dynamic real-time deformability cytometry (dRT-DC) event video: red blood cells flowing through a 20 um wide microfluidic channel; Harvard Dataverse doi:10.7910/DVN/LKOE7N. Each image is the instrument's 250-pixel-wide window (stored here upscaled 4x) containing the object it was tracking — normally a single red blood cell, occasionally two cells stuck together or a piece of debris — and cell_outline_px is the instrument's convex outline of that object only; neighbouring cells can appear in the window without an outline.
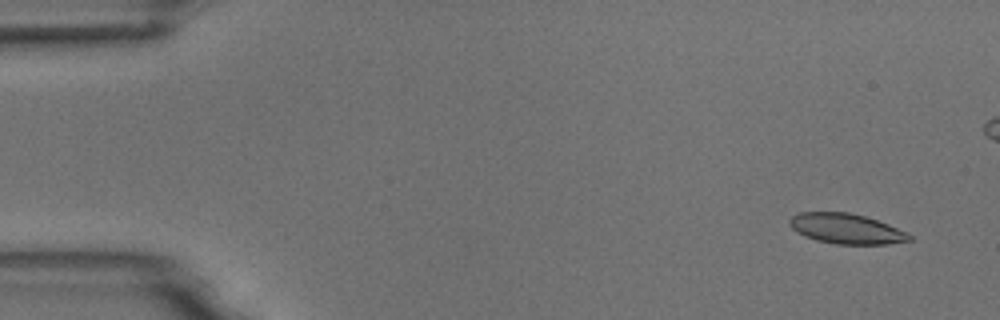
{"species": "common noctule bat (a hibernating species)", "species_latin": "Nyctalus noctula", "temperature_condition": "room temperature", "stored_images_in_passage": 6, "camera_frame_rate_fps": 3000, "um_per_image_px": 0.085, "animal": {"sex": "male", "body_mass_g": 18.8}, "frame": {"image": 1, "passage_image": 1, "time_ms": 0.0, "image_size_px": [1000, 320], "cell_outline_px": [[912, 240], [888, 244], [836, 244], [816, 240], [804, 236], [796, 232], [788, 224], [788, 220], [792, 216], [800, 212], [848, 212], [864, 216], [888, 224], [908, 232], [912, 236]], "centroid_in_image_um": [71.92, 19.44], "position_along_channel_um": 13.1, "area_um2": 21.15}}